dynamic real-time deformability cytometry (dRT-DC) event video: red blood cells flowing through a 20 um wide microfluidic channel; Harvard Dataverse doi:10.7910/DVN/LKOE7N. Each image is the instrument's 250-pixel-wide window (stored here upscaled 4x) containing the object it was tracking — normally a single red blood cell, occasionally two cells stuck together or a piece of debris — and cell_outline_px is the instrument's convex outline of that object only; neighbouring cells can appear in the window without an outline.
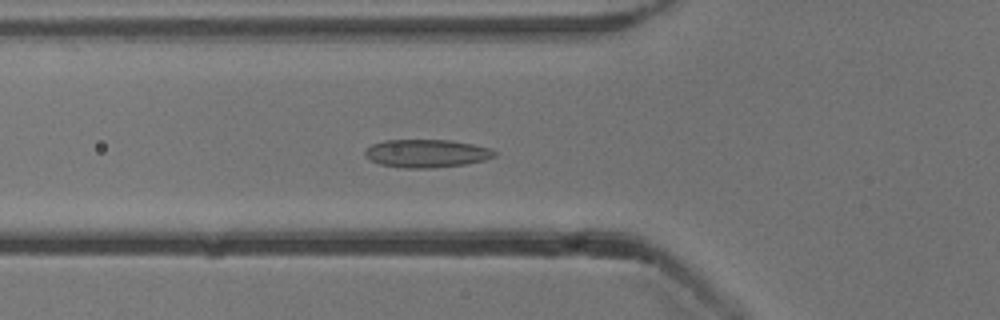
{"species": "common noctule bat (a hibernating species)", "species_latin": "Nyctalus noctula", "temperature_condition": "cold", "stored_images_in_passage": 52, "camera_frame_rate_fps": 3000, "um_per_image_px": 0.085, "animal": {"sex": "male", "body_mass_g": 13.3}, "frame": {"image": 1, "passage_image": 18, "time_ms": 5.667, "image_size_px": [1000, 320], "cell_outline_px": [[496, 156], [484, 160], [464, 164], [432, 168], [404, 168], [380, 164], [364, 156], [364, 148], [372, 144], [384, 140], [448, 140], [472, 144], [492, 148], [496, 152]], "centroid_in_image_um": [36.24, 13.03], "position_along_channel_um": 89.6, "area_um2": 21.21}}
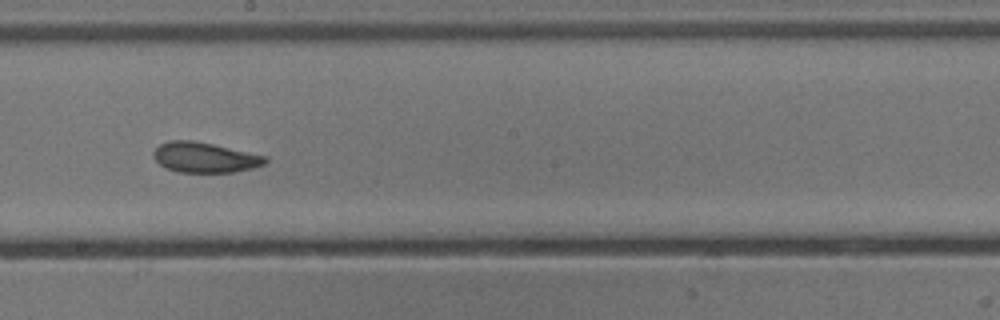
{"frame": {"image": 2, "passage_image": 29, "time_ms": 9.333, "image_size_px": [1000, 320], "cell_outline_px": [[268, 160], [264, 164], [252, 168], [232, 172], [180, 172], [168, 168], [160, 164], [152, 156], [152, 152], [160, 144], [168, 140], [192, 140], [212, 144], [268, 156]], "centroid_in_image_um": [17.4, 13.37], "position_along_channel_um": 230.8, "area_um2": 19.59}}
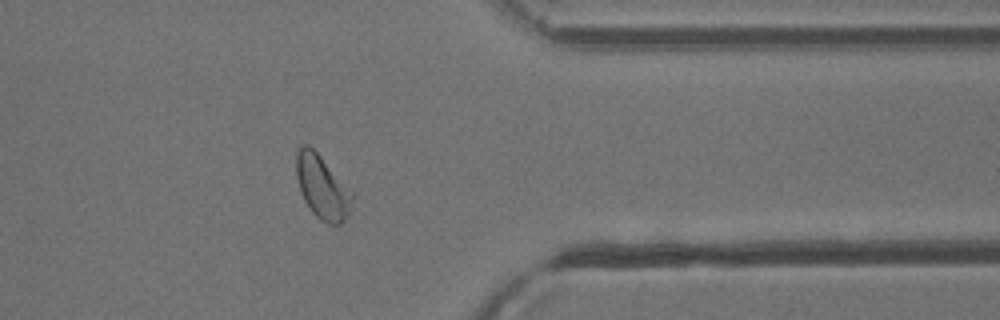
{"frame": {"image": 3, "passage_image": 42, "time_ms": 13.667, "image_size_px": [1000, 320], "cell_outline_px": [[356, 196], [348, 216], [340, 224], [328, 224], [320, 220], [312, 212], [304, 200], [300, 192], [296, 176], [296, 152], [304, 144], [308, 144], [356, 192]], "centroid_in_image_um": [27.45, 15.93], "position_along_channel_um": 384.0, "area_um2": 21.27}, "authors_computed_cell_mechanics": {"area_um2": 21.2415, "velocity_mm_per_s": 3.8467, "shape_relaxation_time_tau1_ms": 4.9343, "shape_relaxation_time_tau2_ms": 1.6222, "deformation_change_tau1": 0.1093, "deformation_change_tau2": 0.0726}}